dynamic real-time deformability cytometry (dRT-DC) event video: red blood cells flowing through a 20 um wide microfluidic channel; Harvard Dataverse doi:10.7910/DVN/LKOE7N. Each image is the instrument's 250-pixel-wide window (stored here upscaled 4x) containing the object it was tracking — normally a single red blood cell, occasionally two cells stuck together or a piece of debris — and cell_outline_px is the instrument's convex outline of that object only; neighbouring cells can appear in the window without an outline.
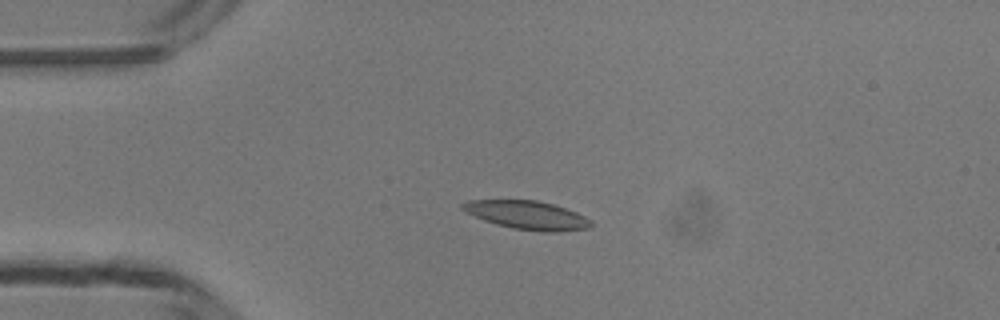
{"species": "common noctule bat (a hibernating species)", "species_latin": "Nyctalus noctula", "temperature_condition": "room temperature", "stored_images_in_passage": 37, "camera_frame_rate_fps": 3000, "um_per_image_px": 0.085, "animal": {"sex": "male", "body_mass_g": 13.3}, "frame": {"image": 1, "passage_image": 5, "time_ms": 1.333, "image_size_px": [1000, 320], "cell_outline_px": [[592, 224], [588, 228], [552, 232], [544, 232], [512, 228], [496, 224], [484, 220], [460, 208], [460, 204], [468, 200], [536, 200], [552, 204], [576, 212], [592, 220]], "centroid_in_image_um": [44.8, 18.28], "position_along_channel_um": 40.2, "area_um2": 21.1}}
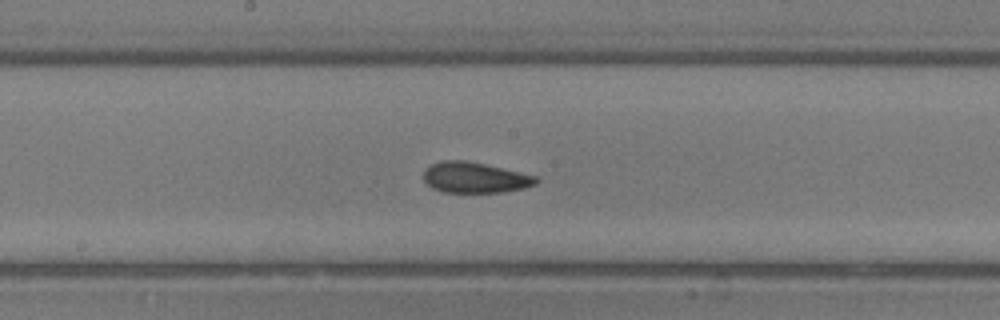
{"frame": {"image": 2, "passage_image": 19, "time_ms": 6.0, "image_size_px": [1000, 320], "cell_outline_px": [[540, 180], [536, 184], [524, 188], [504, 192], [444, 192], [432, 188], [424, 180], [424, 172], [432, 164], [444, 160], [464, 160], [484, 164], [536, 176]], "centroid_in_image_um": [40.38, 15.1], "position_along_channel_um": 207.8, "area_um2": 19.88}}
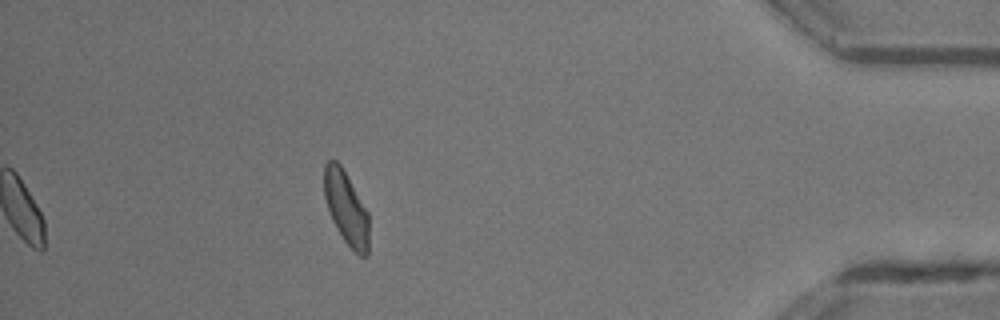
{"frame": {"image": 3, "passage_image": 37, "time_ms": 12.0, "image_size_px": [1000, 320], "cell_outline_px": [[368, 256], [360, 256], [344, 240], [336, 228], [332, 220], [324, 196], [324, 164], [328, 160], [336, 160], [340, 164], [368, 212]], "centroid_in_image_um": [29.41, 17.67], "position_along_channel_um": 405.8, "area_um2": 18.84}, "authors_computed_cell_mechanics": {"area_um2": 19.8832, "velocity_mm_per_s": 4.1833, "shape_relaxation_time_tau1_ms": 7.2629, "shape_relaxation_time_tau2_ms": 2.1079, "deformation_change_tau1": 0.1655, "deformation_change_tau2": 0.0877}}